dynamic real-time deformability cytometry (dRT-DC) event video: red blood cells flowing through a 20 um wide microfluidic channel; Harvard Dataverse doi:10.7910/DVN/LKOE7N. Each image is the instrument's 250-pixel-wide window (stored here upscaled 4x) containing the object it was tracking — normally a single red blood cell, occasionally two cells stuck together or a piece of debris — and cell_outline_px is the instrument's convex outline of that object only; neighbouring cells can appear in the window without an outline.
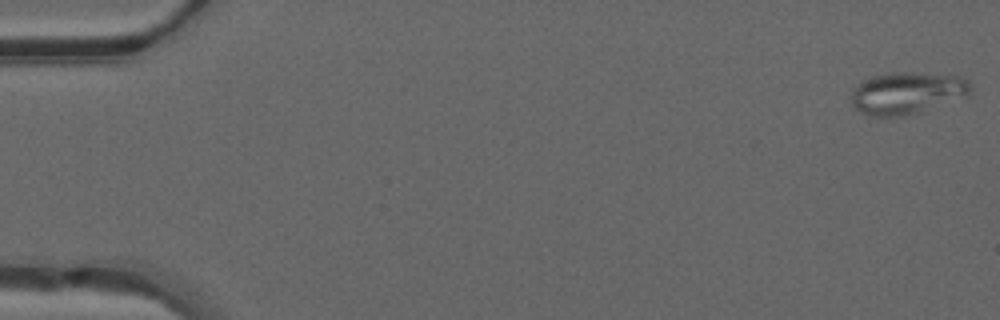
{"species": "common noctule bat (a hibernating species)", "species_latin": "Nyctalus noctula", "temperature_condition": "warm", "stored_images_in_passage": 49, "segment_of_instrument_passage": [1, 2], "camera_frame_rate_fps": 3000, "um_per_image_px": 0.085, "animal": {"sex": "male", "forearm_length_mm": 52.5}, "frame": {"image": 1, "passage_image": 1, "time_ms": 0.0, "image_size_px": [1000, 320], "cell_outline_px": [[972, 88], [968, 96], [916, 112], [896, 116], [872, 116], [860, 112], [852, 104], [848, 96], [852, 88], [860, 80], [872, 76], [888, 72], [908, 72], [960, 76], [968, 80], [972, 84]], "centroid_in_image_um": [77.04, 7.88], "position_along_channel_um": 8.0, "area_um2": 29.42}}
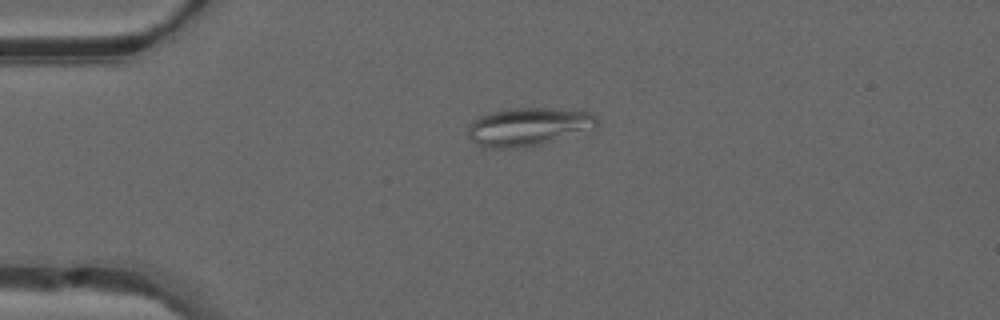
{"frame": {"image": 2, "passage_image": 12, "time_ms": 3.667, "image_size_px": [1000, 320], "cell_outline_px": [[600, 124], [596, 128], [544, 144], [516, 148], [480, 152], [468, 136], [468, 124], [476, 116], [488, 112], [512, 108], [544, 108], [588, 112], [596, 116], [600, 120]], "centroid_in_image_um": [44.8, 10.82], "position_along_channel_um": 40.2, "area_um2": 29.94}}